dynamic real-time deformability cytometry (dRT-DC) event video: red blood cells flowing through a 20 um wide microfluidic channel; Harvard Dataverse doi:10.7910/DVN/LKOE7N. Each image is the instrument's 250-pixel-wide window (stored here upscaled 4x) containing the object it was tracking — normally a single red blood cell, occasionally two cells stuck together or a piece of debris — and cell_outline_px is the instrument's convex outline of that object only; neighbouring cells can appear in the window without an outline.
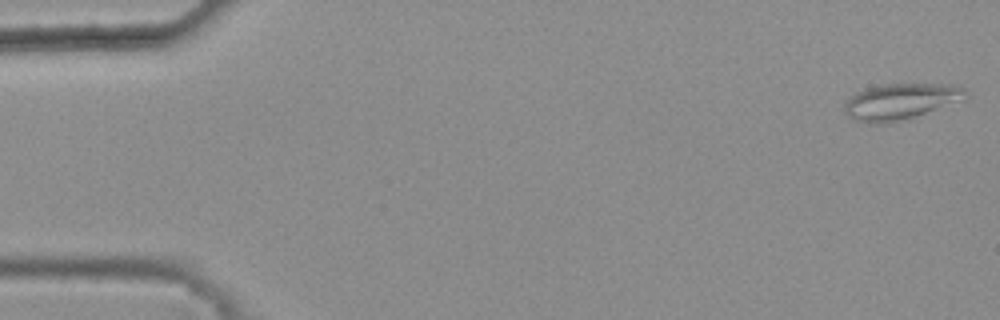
{"species": "common noctule bat (a hibernating species)", "species_latin": "Nyctalus noctula", "temperature_condition": "warm", "stored_images_in_passage": 47, "camera_frame_rate_fps": 3000, "um_per_image_px": 0.085, "animal": {"sex": "female", "body_mass_g": 25.1}, "frame": {"image": 1, "passage_image": 1, "time_ms": 0.0, "image_size_px": [1000, 320], "cell_outline_px": [[968, 96], [964, 100], [888, 124], [868, 124], [852, 120], [844, 112], [844, 100], [856, 92], [880, 84], [948, 84], [964, 88]], "centroid_in_image_um": [76.48, 8.64], "position_along_channel_um": 8.5, "area_um2": 25.61}}
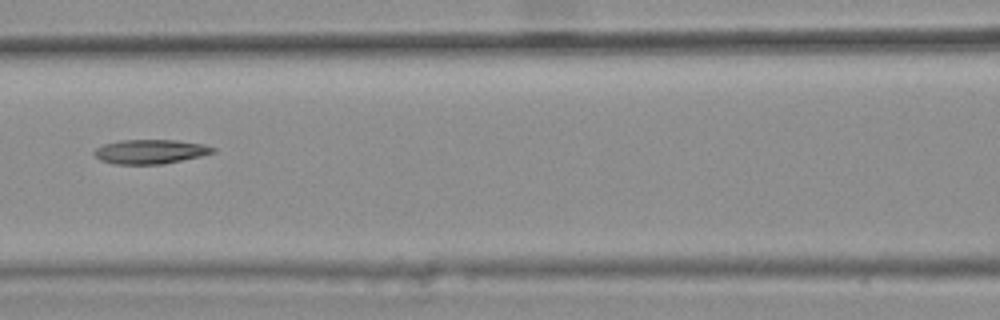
{"frame": {"image": 2, "passage_image": 23, "time_ms": 7.333, "image_size_px": [1000, 320], "cell_outline_px": [[216, 152], [200, 156], [164, 164], [112, 164], [100, 160], [92, 152], [96, 148], [104, 144], [120, 140], [176, 140], [204, 144], [216, 148]], "centroid_in_image_um": [12.78, 12.89], "position_along_channel_um": 153.8, "area_um2": 16.88}}
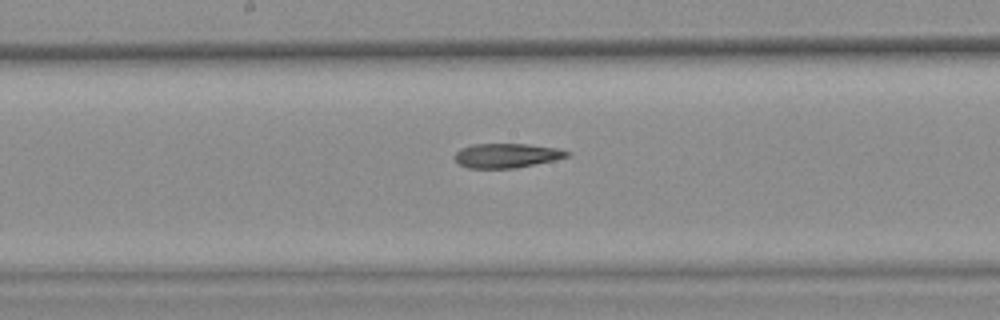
{"frame": {"image": 3, "passage_image": 27, "time_ms": 8.667, "image_size_px": [1000, 320], "cell_outline_px": [[572, 152], [568, 156], [552, 160], [516, 168], [468, 168], [460, 164], [452, 156], [460, 148], [472, 144], [528, 144], [560, 148]], "centroid_in_image_um": [43.05, 13.21], "position_along_channel_um": 205.1, "area_um2": 16.01}}